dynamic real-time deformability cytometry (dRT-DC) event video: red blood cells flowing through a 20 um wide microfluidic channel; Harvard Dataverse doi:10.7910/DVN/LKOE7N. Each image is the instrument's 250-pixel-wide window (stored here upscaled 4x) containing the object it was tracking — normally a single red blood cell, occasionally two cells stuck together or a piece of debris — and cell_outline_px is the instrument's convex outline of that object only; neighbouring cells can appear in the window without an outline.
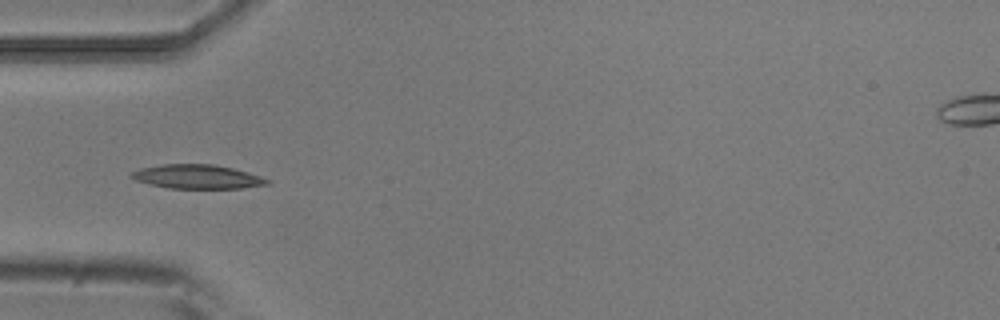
{"species": "common noctule bat (a hibernating species)", "species_latin": "Nyctalus noctula", "temperature_condition": "room temperature", "stored_images_in_passage": 7, "camera_frame_rate_fps": 3000, "um_per_image_px": 0.085, "animal": {"sex": "male", "body_mass_g": 20.5, "forearm_length_mm": 52.5}, "frame": {"image": 1, "passage_image": 5, "time_ms": 1.333, "image_size_px": [1000, 320], "cell_outline_px": [[272, 184], [240, 188], [168, 188], [148, 184], [136, 180], [128, 176], [132, 172], [140, 168], [164, 164], [216, 164], [232, 168], [260, 176], [272, 180]], "centroid_in_image_um": [16.78, 15.02], "position_along_channel_um": 68.2, "area_um2": 19.07}}
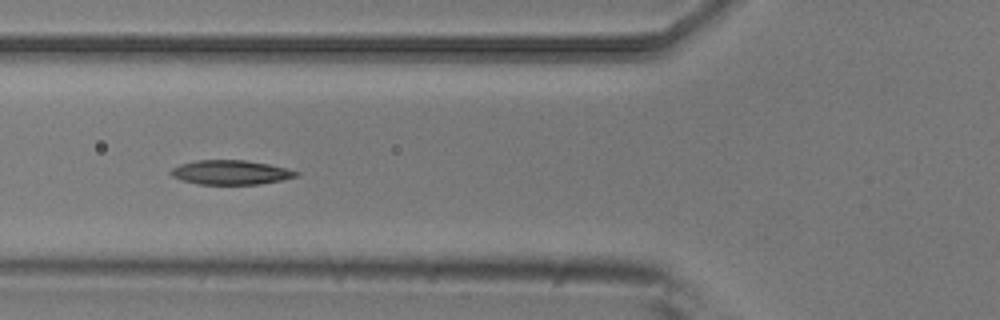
{"frame": {"image": 2, "passage_image": 6, "time_ms": 1.667, "image_size_px": [1000, 320], "cell_outline_px": [[300, 172], [296, 176], [280, 180], [260, 184], [196, 184], [180, 180], [172, 176], [168, 172], [172, 168], [180, 164], [196, 160], [244, 160], [268, 164]], "centroid_in_image_um": [19.53, 14.65], "position_along_channel_um": 106.3, "area_um2": 17.69}}
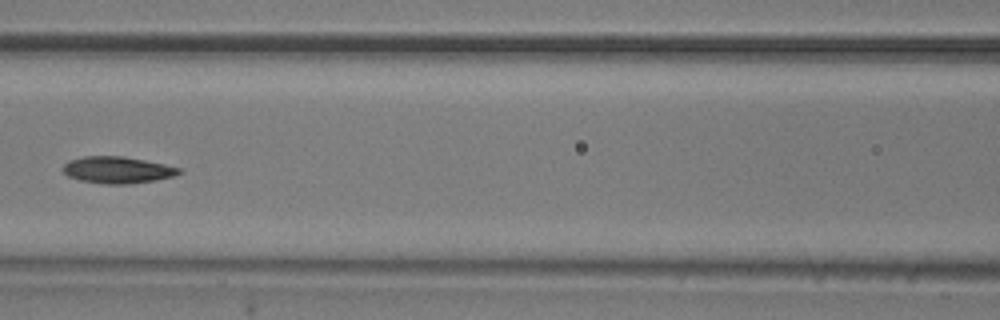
{"frame": {"image": 3, "passage_image": 7, "time_ms": 2.0, "image_size_px": [1000, 320], "cell_outline_px": [[180, 172], [172, 176], [156, 180], [128, 184], [104, 184], [80, 180], [68, 176], [60, 168], [68, 160], [84, 156], [124, 156], [164, 164], [180, 168]], "centroid_in_image_um": [9.92, 14.44], "position_along_channel_um": 156.7, "area_um2": 18.03}}